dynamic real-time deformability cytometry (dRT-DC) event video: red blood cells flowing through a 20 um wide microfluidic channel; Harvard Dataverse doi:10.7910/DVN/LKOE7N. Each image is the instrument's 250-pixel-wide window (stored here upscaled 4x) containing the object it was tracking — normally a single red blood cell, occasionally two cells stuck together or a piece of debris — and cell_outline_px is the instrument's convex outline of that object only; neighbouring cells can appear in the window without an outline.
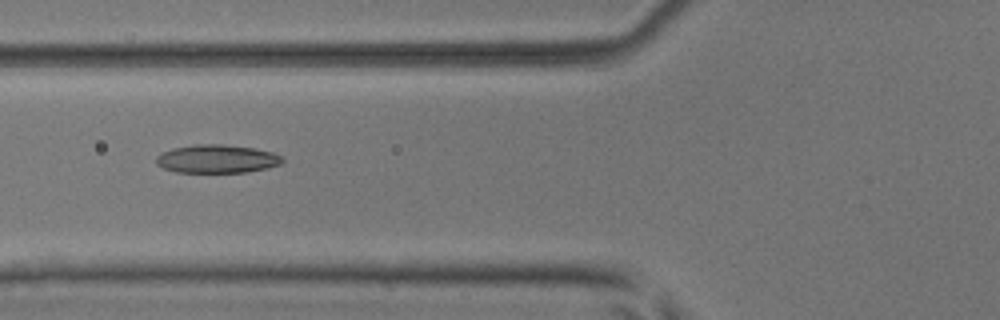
{"species": "common noctule bat (a hibernating species)", "species_latin": "Nyctalus noctula", "temperature_condition": "room temperature", "stored_images_in_passage": 6, "camera_frame_rate_fps": 3000, "um_per_image_px": 0.085, "animal": {"sex": "male", "body_mass_g": 17.9, "forearm_length_mm": 54.2}, "frame": {"image": 1, "passage_image": 6, "time_ms": 1.667, "image_size_px": [1000, 320], "cell_outline_px": [[284, 160], [280, 164], [268, 168], [244, 172], [176, 172], [164, 168], [156, 164], [156, 156], [160, 152], [172, 148], [196, 144], [224, 144], [252, 148], [272, 152], [280, 156]], "centroid_in_image_um": [18.4, 13.5], "position_along_channel_um": 107.4, "area_um2": 20.81}}